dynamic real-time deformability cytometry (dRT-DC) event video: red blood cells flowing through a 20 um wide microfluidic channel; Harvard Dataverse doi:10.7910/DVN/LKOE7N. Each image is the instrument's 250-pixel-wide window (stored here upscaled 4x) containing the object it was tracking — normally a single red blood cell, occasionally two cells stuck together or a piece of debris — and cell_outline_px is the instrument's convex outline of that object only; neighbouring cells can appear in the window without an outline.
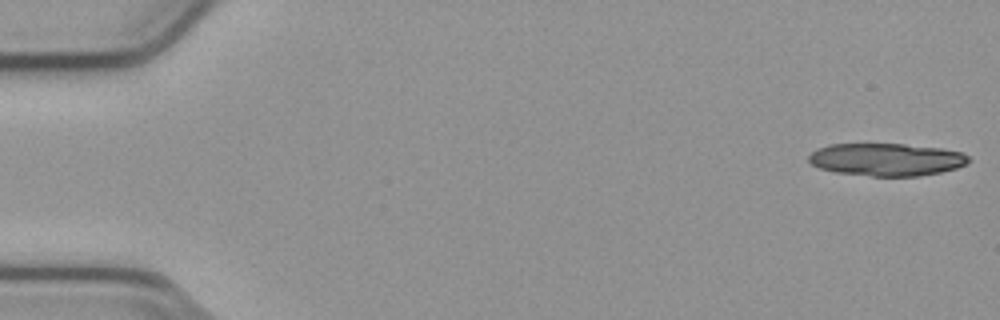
{"species": "common noctule bat (a hibernating species)", "species_latin": "Nyctalus noctula", "temperature_condition": "cold", "stored_images_in_passage": 13, "camera_frame_rate_fps": 3000, "um_per_image_px": 0.085, "animal": {"sex": "male", "body_mass_g": 23.1, "forearm_length_mm": 52.7}, "frame": {"image": 1, "passage_image": 1, "time_ms": 0.0, "image_size_px": [1000, 320], "cell_outline_px": [[972, 160], [956, 168], [940, 172], [920, 176], [872, 176], [836, 172], [820, 168], [812, 164], [808, 160], [808, 156], [812, 152], [820, 148], [832, 144], [904, 144], [940, 148], [960, 152], [968, 156]], "centroid_in_image_um": [75.36, 13.56], "position_along_channel_um": 9.6, "area_um2": 30.17}}